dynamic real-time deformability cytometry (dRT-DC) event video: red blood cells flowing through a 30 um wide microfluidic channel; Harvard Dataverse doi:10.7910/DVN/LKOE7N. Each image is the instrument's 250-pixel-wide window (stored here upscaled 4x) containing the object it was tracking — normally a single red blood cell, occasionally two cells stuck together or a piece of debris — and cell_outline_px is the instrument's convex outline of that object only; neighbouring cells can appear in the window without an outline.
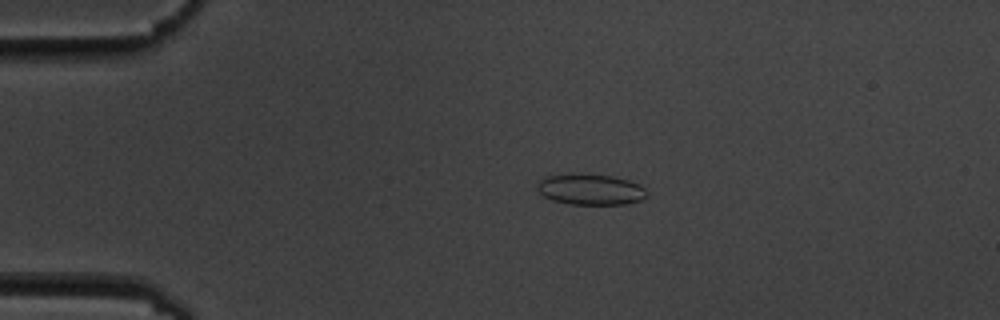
{"species": "common noctule bat (a hibernating species)", "species_latin": "Nyctalus noctula", "temperature_condition": "cold", "stored_images_in_passage": 5, "camera_frame_rate_fps": 3000, "um_per_image_px": 0.085, "animal": {"sex": "male", "body_mass_g": 19.5, "forearm_length_mm": 54.6}, "frame": {"image": 1, "passage_image": 3, "time_ms": 2.0, "image_size_px": [1000, 320], "cell_outline_px": [[648, 196], [640, 200], [624, 204], [572, 204], [552, 200], [544, 196], [536, 188], [536, 184], [544, 176], [572, 172], [584, 172], [612, 176], [628, 180], [640, 184], [648, 192]], "centroid_in_image_um": [50.17, 16.06], "position_along_channel_um": 34.8, "area_um2": 20.23}}